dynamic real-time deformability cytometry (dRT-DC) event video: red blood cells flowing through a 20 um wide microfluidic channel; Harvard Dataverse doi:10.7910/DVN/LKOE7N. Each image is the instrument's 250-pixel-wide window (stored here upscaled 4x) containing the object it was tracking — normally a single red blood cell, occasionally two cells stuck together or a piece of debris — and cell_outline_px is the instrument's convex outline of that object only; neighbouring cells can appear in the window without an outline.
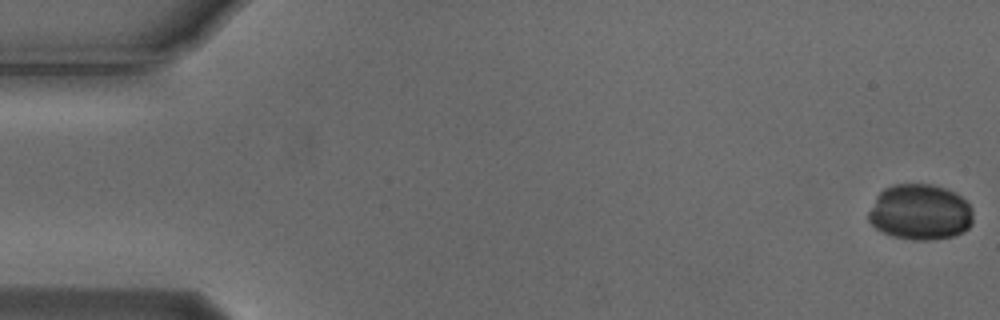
{"species": "Egyptian fruit bat (a non-hibernating species)", "species_latin": "Rousettus aegyptiacus", "temperature_condition": "cold", "stored_images_in_passage": 32, "camera_frame_rate_fps": 3000, "um_per_image_px": 0.085, "animal": {"sex": "male"}, "frame": {"image": 1, "passage_image": 1, "time_ms": 0.0, "image_size_px": [1000, 320], "cell_outline_px": [[972, 224], [964, 232], [952, 236], [928, 240], [912, 240], [892, 236], [876, 228], [868, 220], [868, 212], [876, 196], [884, 188], [896, 184], [928, 184], [944, 188], [960, 196], [972, 208]], "centroid_in_image_um": [78.19, 18.04], "position_along_channel_um": 6.8, "area_um2": 33.87}}
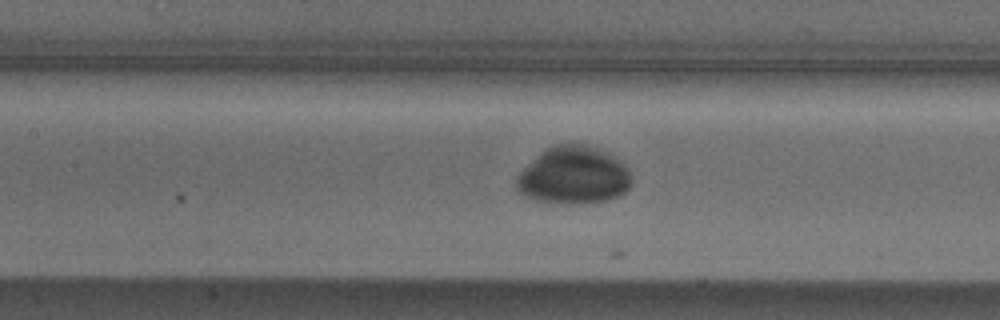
{"frame": {"image": 2, "passage_image": 25, "time_ms": 8.0, "image_size_px": [1000, 320], "cell_outline_px": [[632, 184], [620, 196], [608, 200], [532, 200], [524, 196], [516, 188], [516, 176], [544, 148], [552, 144], [584, 144], [600, 148], [608, 152], [620, 160], [628, 168], [632, 176]], "centroid_in_image_um": [48.77, 14.84], "position_along_channel_um": 158.6, "area_um2": 37.97}}